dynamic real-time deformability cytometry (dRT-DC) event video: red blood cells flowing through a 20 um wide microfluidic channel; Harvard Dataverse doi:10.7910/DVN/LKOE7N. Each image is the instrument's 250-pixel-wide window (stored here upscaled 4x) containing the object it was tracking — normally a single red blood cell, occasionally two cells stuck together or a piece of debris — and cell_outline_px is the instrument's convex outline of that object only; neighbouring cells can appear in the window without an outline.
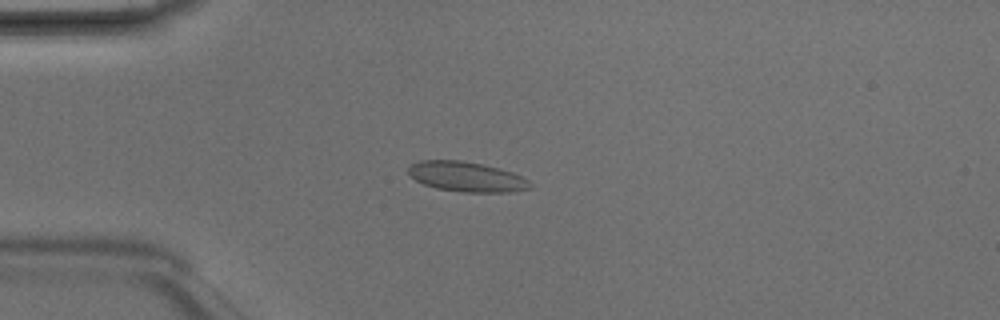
{"species": "Egyptian fruit bat (a non-hibernating species)", "species_latin": "Rousettus aegyptiacus", "temperature_condition": "room temperature", "stored_images_in_passage": 3, "camera_frame_rate_fps": 3000, "um_per_image_px": 0.085, "animal": {"sex": "male"}, "frame": {"image": 1, "passage_image": 3, "time_ms": 0.667, "image_size_px": [1000, 320], "cell_outline_px": [[532, 188], [516, 192], [464, 192], [436, 188], [424, 184], [416, 180], [408, 172], [408, 168], [412, 164], [420, 160], [460, 160], [500, 168], [512, 172], [528, 180], [532, 184]], "centroid_in_image_um": [39.69, 15.03], "position_along_channel_um": 45.3, "area_um2": 21.21}}